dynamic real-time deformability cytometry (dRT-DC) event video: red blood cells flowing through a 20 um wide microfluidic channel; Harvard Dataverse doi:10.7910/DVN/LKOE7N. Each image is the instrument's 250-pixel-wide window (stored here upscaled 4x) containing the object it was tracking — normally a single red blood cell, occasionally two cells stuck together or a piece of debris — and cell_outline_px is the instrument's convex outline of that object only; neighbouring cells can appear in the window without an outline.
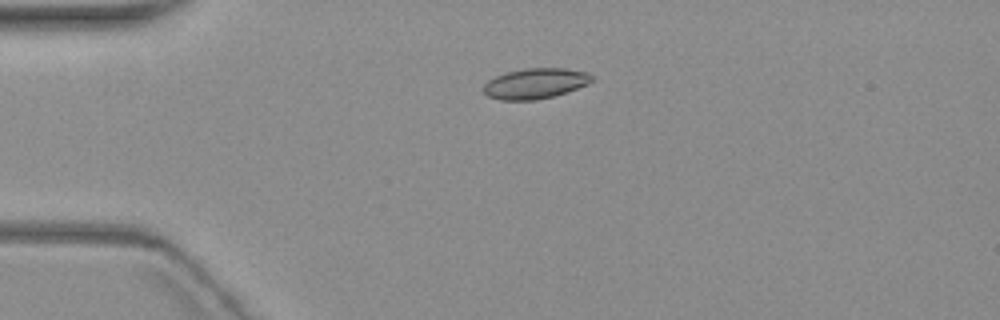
{"species": "common noctule bat (a hibernating species)", "species_latin": "Nyctalus noctula", "temperature_condition": "warm", "stored_images_in_passage": 5, "camera_frame_rate_fps": 3000, "um_per_image_px": 0.085, "animal": {"sex": "female", "body_mass_g": 19.3, "forearm_length_mm": 54.1}, "frame": {"image": 1, "passage_image": 4, "time_ms": 3.667, "image_size_px": [1000, 320], "cell_outline_px": [[592, 80], [588, 84], [552, 96], [536, 100], [500, 100], [488, 96], [484, 92], [484, 84], [488, 80], [504, 72], [524, 68], [564, 68], [588, 72], [592, 76]], "centroid_in_image_um": [45.47, 7.08], "position_along_channel_um": 39.5, "area_um2": 19.13}}
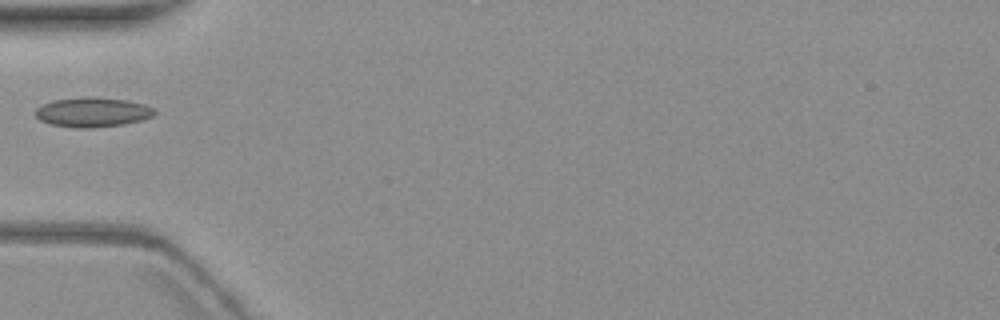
{"frame": {"image": 2, "passage_image": 5, "time_ms": 5.667, "image_size_px": [1000, 320], "cell_outline_px": [[156, 112], [152, 116], [140, 120], [124, 124], [92, 128], [76, 128], [48, 124], [40, 120], [36, 116], [36, 108], [52, 100], [80, 96], [92, 96], [128, 100], [144, 104], [156, 108]], "centroid_in_image_um": [7.86, 9.52], "position_along_channel_um": 77.1, "area_um2": 20.87}}